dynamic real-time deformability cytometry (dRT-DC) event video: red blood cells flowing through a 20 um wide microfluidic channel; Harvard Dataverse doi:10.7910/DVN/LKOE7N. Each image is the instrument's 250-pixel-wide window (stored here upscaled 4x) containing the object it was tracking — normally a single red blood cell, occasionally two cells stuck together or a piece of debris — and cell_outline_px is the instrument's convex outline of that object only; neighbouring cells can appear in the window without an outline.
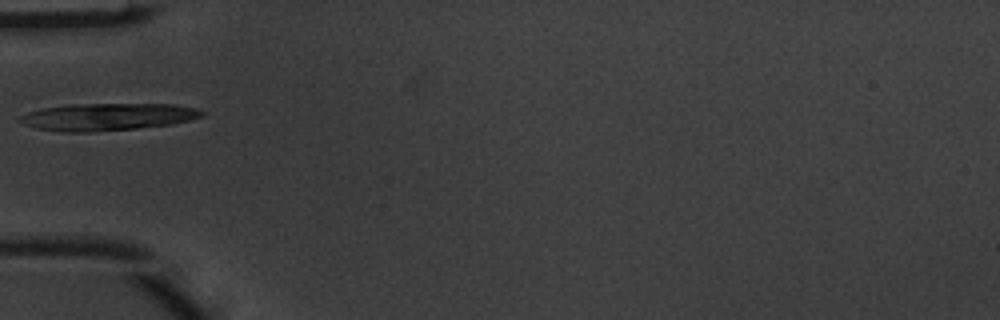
{"species": "common noctule bat (a hibernating species)", "species_latin": "Nyctalus noctula", "temperature_condition": "warm", "stored_images_in_passage": 1, "camera_frame_rate_fps": 3000, "um_per_image_px": 0.085, "animal": {"sex": "male", "body_mass_g": 20.1, "forearm_length_mm": 53.5}, "frame": {"image": 1, "passage_image": 1, "time_ms": 0.0, "image_size_px": [1000, 320], "cell_outline_px": [[204, 116], [172, 124], [136, 128], [88, 132], [60, 132], [36, 128], [24, 124], [16, 120], [20, 116], [28, 112], [44, 108], [72, 104], [176, 104], [196, 108], [204, 112]], "centroid_in_image_um": [9.13, 9.93], "position_along_channel_um": 75.9, "area_um2": 28.84}}